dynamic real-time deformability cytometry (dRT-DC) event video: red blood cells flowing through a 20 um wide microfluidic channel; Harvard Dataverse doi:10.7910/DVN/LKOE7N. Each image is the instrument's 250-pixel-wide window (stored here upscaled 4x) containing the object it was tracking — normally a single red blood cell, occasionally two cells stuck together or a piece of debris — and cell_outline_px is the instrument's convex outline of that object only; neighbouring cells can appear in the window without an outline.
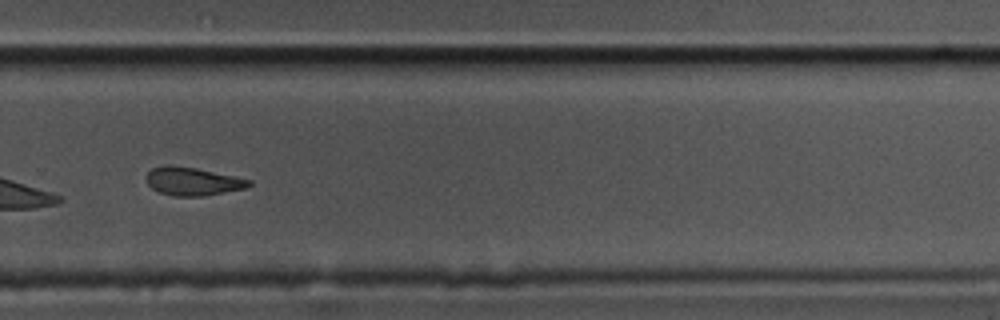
{"species": "common noctule bat (a hibernating species)", "species_latin": "Nyctalus noctula", "temperature_condition": "cold", "stored_images_in_passage": 14, "camera_frame_rate_fps": 3000, "um_per_image_px": 0.085, "animal": {"sex": "male", "body_mass_g": 17.5, "forearm_length_mm": 52.3}, "frame": {"image": 1, "passage_image": 10, "time_ms": 3.0, "image_size_px": [1000, 320], "cell_outline_px": [[252, 184], [248, 188], [204, 196], [172, 196], [160, 192], [152, 188], [144, 180], [144, 176], [152, 168], [168, 164], [196, 168], [236, 176], [252, 180]], "centroid_in_image_um": [16.38, 15.41], "position_along_channel_um": 313.4, "area_um2": 17.17}}
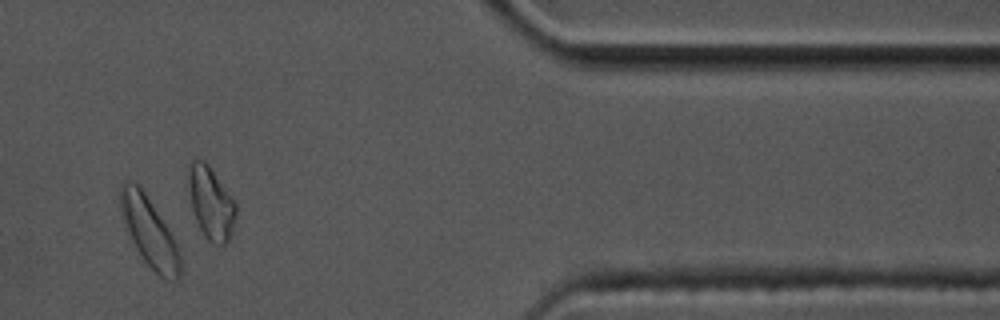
{"frame": {"image": 2, "passage_image": 12, "time_ms": 3.667, "image_size_px": [1000, 320], "cell_outline_px": [[180, 280], [164, 280], [144, 260], [136, 248], [132, 240], [120, 212], [120, 184], [124, 180], [132, 180], [140, 184], [168, 228], [180, 252]], "centroid_in_image_um": [12.68, 19.67], "position_along_channel_um": 398.7, "area_um2": 24.04}}